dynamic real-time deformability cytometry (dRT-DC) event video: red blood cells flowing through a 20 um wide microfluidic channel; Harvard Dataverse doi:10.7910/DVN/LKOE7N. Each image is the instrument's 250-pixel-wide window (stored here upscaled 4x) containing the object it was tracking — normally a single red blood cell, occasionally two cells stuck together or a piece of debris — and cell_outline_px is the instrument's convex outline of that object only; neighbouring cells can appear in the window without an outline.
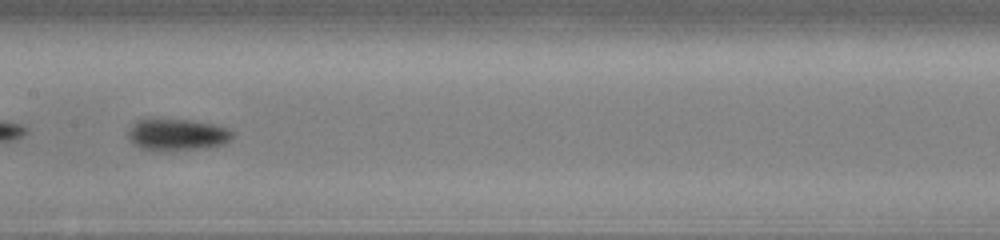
{"species": "common noctule bat (a hibernating species)", "species_latin": "Nyctalus noctula", "temperature_condition": "cold", "stored_images_in_passage": 37, "camera_frame_rate_fps": 3000, "um_per_image_px": 0.085, "animal": {"sex": "male", "body_mass_g": 13.0, "forearm_length_mm": 53.1}, "frame": {"image": 1, "passage_image": 11, "time_ms": 3.333, "image_size_px": [1000, 240], "cell_outline_px": [[232, 136], [224, 144], [208, 148], [164, 152], [140, 148], [128, 136], [128, 132], [132, 124], [148, 116], [152, 116], [188, 120], [212, 124], [228, 128], [232, 132]], "centroid_in_image_um": [15.02, 11.43], "position_along_channel_um": 192.4, "area_um2": 19.88}}
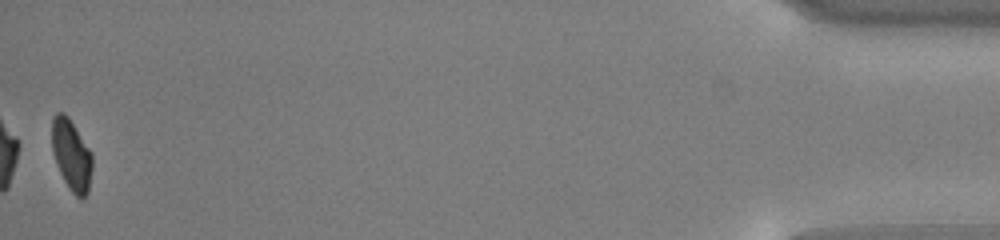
{"frame": {"image": 2, "passage_image": 37, "time_ms": 12.0, "image_size_px": [1000, 240], "cell_outline_px": [[92, 168], [88, 192], [84, 196], [76, 196], [72, 192], [64, 180], [56, 164], [52, 152], [52, 116], [56, 112], [64, 112], [68, 116], [92, 152]], "centroid_in_image_um": [6.06, 13.12], "position_along_channel_um": 429.1, "area_um2": 16.7}, "authors_computed_cell_mechanics": {"area_um2": 18.1492, "velocity_mm_per_s": 3.765, "shape_relaxation_time_tau1_ms": 2.9745, "shape_relaxation_time_tau2_ms": null, "deformation_change_tau1": 0.1224, "deformation_change_tau2": null}}